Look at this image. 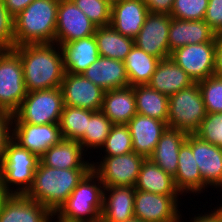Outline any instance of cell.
<instances>
[{
  "mask_svg": "<svg viewBox=\"0 0 222 222\" xmlns=\"http://www.w3.org/2000/svg\"><path fill=\"white\" fill-rule=\"evenodd\" d=\"M145 157L131 152L118 156H103L101 161H92V170L98 175L104 187H135L140 167Z\"/></svg>",
  "mask_w": 222,
  "mask_h": 222,
  "instance_id": "9c48e42d",
  "label": "cell"
},
{
  "mask_svg": "<svg viewBox=\"0 0 222 222\" xmlns=\"http://www.w3.org/2000/svg\"><path fill=\"white\" fill-rule=\"evenodd\" d=\"M101 111L113 124H127L137 114L133 86L106 90Z\"/></svg>",
  "mask_w": 222,
  "mask_h": 222,
  "instance_id": "4316f807",
  "label": "cell"
},
{
  "mask_svg": "<svg viewBox=\"0 0 222 222\" xmlns=\"http://www.w3.org/2000/svg\"><path fill=\"white\" fill-rule=\"evenodd\" d=\"M148 14L143 0H112L110 26L118 33L135 39Z\"/></svg>",
  "mask_w": 222,
  "mask_h": 222,
  "instance_id": "e0dca14e",
  "label": "cell"
},
{
  "mask_svg": "<svg viewBox=\"0 0 222 222\" xmlns=\"http://www.w3.org/2000/svg\"><path fill=\"white\" fill-rule=\"evenodd\" d=\"M81 74L105 91L130 86L124 61L108 57L99 56Z\"/></svg>",
  "mask_w": 222,
  "mask_h": 222,
  "instance_id": "7402d4cb",
  "label": "cell"
},
{
  "mask_svg": "<svg viewBox=\"0 0 222 222\" xmlns=\"http://www.w3.org/2000/svg\"><path fill=\"white\" fill-rule=\"evenodd\" d=\"M186 142L192 148L205 188H211L212 186V188L221 190L222 148L204 141L195 134H188Z\"/></svg>",
  "mask_w": 222,
  "mask_h": 222,
  "instance_id": "2e32d148",
  "label": "cell"
},
{
  "mask_svg": "<svg viewBox=\"0 0 222 222\" xmlns=\"http://www.w3.org/2000/svg\"><path fill=\"white\" fill-rule=\"evenodd\" d=\"M63 139L59 123L35 125L13 122L12 140L40 158Z\"/></svg>",
  "mask_w": 222,
  "mask_h": 222,
  "instance_id": "4fadbf2b",
  "label": "cell"
},
{
  "mask_svg": "<svg viewBox=\"0 0 222 222\" xmlns=\"http://www.w3.org/2000/svg\"><path fill=\"white\" fill-rule=\"evenodd\" d=\"M93 112L88 109L64 105L59 121L62 137L79 142L87 131L88 121Z\"/></svg>",
  "mask_w": 222,
  "mask_h": 222,
  "instance_id": "d6a6232c",
  "label": "cell"
},
{
  "mask_svg": "<svg viewBox=\"0 0 222 222\" xmlns=\"http://www.w3.org/2000/svg\"><path fill=\"white\" fill-rule=\"evenodd\" d=\"M160 59L134 45L124 60L130 86L148 84Z\"/></svg>",
  "mask_w": 222,
  "mask_h": 222,
  "instance_id": "4dcf8cb0",
  "label": "cell"
},
{
  "mask_svg": "<svg viewBox=\"0 0 222 222\" xmlns=\"http://www.w3.org/2000/svg\"><path fill=\"white\" fill-rule=\"evenodd\" d=\"M38 163L36 155L11 140L0 167L1 186L6 193L25 195L33 183Z\"/></svg>",
  "mask_w": 222,
  "mask_h": 222,
  "instance_id": "5b68a950",
  "label": "cell"
},
{
  "mask_svg": "<svg viewBox=\"0 0 222 222\" xmlns=\"http://www.w3.org/2000/svg\"><path fill=\"white\" fill-rule=\"evenodd\" d=\"M215 75L222 78V35L216 37Z\"/></svg>",
  "mask_w": 222,
  "mask_h": 222,
  "instance_id": "bcb514c9",
  "label": "cell"
},
{
  "mask_svg": "<svg viewBox=\"0 0 222 222\" xmlns=\"http://www.w3.org/2000/svg\"><path fill=\"white\" fill-rule=\"evenodd\" d=\"M27 95L23 66L14 50H0V110L14 114Z\"/></svg>",
  "mask_w": 222,
  "mask_h": 222,
  "instance_id": "ba28073f",
  "label": "cell"
},
{
  "mask_svg": "<svg viewBox=\"0 0 222 222\" xmlns=\"http://www.w3.org/2000/svg\"><path fill=\"white\" fill-rule=\"evenodd\" d=\"M170 58L180 66L194 82L215 75L216 42L187 44L171 52Z\"/></svg>",
  "mask_w": 222,
  "mask_h": 222,
  "instance_id": "30bf717a",
  "label": "cell"
},
{
  "mask_svg": "<svg viewBox=\"0 0 222 222\" xmlns=\"http://www.w3.org/2000/svg\"><path fill=\"white\" fill-rule=\"evenodd\" d=\"M85 154L78 141L63 138L49 148L39 161L47 167L60 169L92 168V162L85 160Z\"/></svg>",
  "mask_w": 222,
  "mask_h": 222,
  "instance_id": "603a6c76",
  "label": "cell"
},
{
  "mask_svg": "<svg viewBox=\"0 0 222 222\" xmlns=\"http://www.w3.org/2000/svg\"><path fill=\"white\" fill-rule=\"evenodd\" d=\"M194 83L193 79L169 57L159 61L148 85L170 97Z\"/></svg>",
  "mask_w": 222,
  "mask_h": 222,
  "instance_id": "d4e9b609",
  "label": "cell"
},
{
  "mask_svg": "<svg viewBox=\"0 0 222 222\" xmlns=\"http://www.w3.org/2000/svg\"><path fill=\"white\" fill-rule=\"evenodd\" d=\"M60 89L64 105L92 111L102 109L105 90L82 74L65 73Z\"/></svg>",
  "mask_w": 222,
  "mask_h": 222,
  "instance_id": "5bb4252c",
  "label": "cell"
},
{
  "mask_svg": "<svg viewBox=\"0 0 222 222\" xmlns=\"http://www.w3.org/2000/svg\"><path fill=\"white\" fill-rule=\"evenodd\" d=\"M217 33L205 20L172 18L169 26V57L172 51L187 44L216 42Z\"/></svg>",
  "mask_w": 222,
  "mask_h": 222,
  "instance_id": "ffe728a7",
  "label": "cell"
},
{
  "mask_svg": "<svg viewBox=\"0 0 222 222\" xmlns=\"http://www.w3.org/2000/svg\"><path fill=\"white\" fill-rule=\"evenodd\" d=\"M172 17L168 14L150 13L146 17L140 32L134 39V45L160 60L169 58V26Z\"/></svg>",
  "mask_w": 222,
  "mask_h": 222,
  "instance_id": "9a60e30c",
  "label": "cell"
},
{
  "mask_svg": "<svg viewBox=\"0 0 222 222\" xmlns=\"http://www.w3.org/2000/svg\"><path fill=\"white\" fill-rule=\"evenodd\" d=\"M136 111L167 123L169 97L159 93L148 84L133 86Z\"/></svg>",
  "mask_w": 222,
  "mask_h": 222,
  "instance_id": "1f68e13d",
  "label": "cell"
},
{
  "mask_svg": "<svg viewBox=\"0 0 222 222\" xmlns=\"http://www.w3.org/2000/svg\"><path fill=\"white\" fill-rule=\"evenodd\" d=\"M129 128L133 151L148 158L168 128L166 122L137 113L126 124Z\"/></svg>",
  "mask_w": 222,
  "mask_h": 222,
  "instance_id": "d6986e66",
  "label": "cell"
},
{
  "mask_svg": "<svg viewBox=\"0 0 222 222\" xmlns=\"http://www.w3.org/2000/svg\"><path fill=\"white\" fill-rule=\"evenodd\" d=\"M14 114L0 110V167L4 161L8 143L12 140Z\"/></svg>",
  "mask_w": 222,
  "mask_h": 222,
  "instance_id": "60d3db41",
  "label": "cell"
},
{
  "mask_svg": "<svg viewBox=\"0 0 222 222\" xmlns=\"http://www.w3.org/2000/svg\"><path fill=\"white\" fill-rule=\"evenodd\" d=\"M33 1L34 0H3L5 7L13 17H16Z\"/></svg>",
  "mask_w": 222,
  "mask_h": 222,
  "instance_id": "ee69618b",
  "label": "cell"
},
{
  "mask_svg": "<svg viewBox=\"0 0 222 222\" xmlns=\"http://www.w3.org/2000/svg\"><path fill=\"white\" fill-rule=\"evenodd\" d=\"M13 49L22 62L27 92L61 86L66 71L58 44H28L15 46Z\"/></svg>",
  "mask_w": 222,
  "mask_h": 222,
  "instance_id": "6da1fadb",
  "label": "cell"
},
{
  "mask_svg": "<svg viewBox=\"0 0 222 222\" xmlns=\"http://www.w3.org/2000/svg\"><path fill=\"white\" fill-rule=\"evenodd\" d=\"M52 215L26 195L8 194L0 206V222H52Z\"/></svg>",
  "mask_w": 222,
  "mask_h": 222,
  "instance_id": "ac0fdd59",
  "label": "cell"
},
{
  "mask_svg": "<svg viewBox=\"0 0 222 222\" xmlns=\"http://www.w3.org/2000/svg\"><path fill=\"white\" fill-rule=\"evenodd\" d=\"M96 26L72 0H59L55 43L66 44L95 34Z\"/></svg>",
  "mask_w": 222,
  "mask_h": 222,
  "instance_id": "7c38bea8",
  "label": "cell"
},
{
  "mask_svg": "<svg viewBox=\"0 0 222 222\" xmlns=\"http://www.w3.org/2000/svg\"><path fill=\"white\" fill-rule=\"evenodd\" d=\"M64 102L60 87L27 92L13 122L35 125L59 123Z\"/></svg>",
  "mask_w": 222,
  "mask_h": 222,
  "instance_id": "52a82bcc",
  "label": "cell"
},
{
  "mask_svg": "<svg viewBox=\"0 0 222 222\" xmlns=\"http://www.w3.org/2000/svg\"><path fill=\"white\" fill-rule=\"evenodd\" d=\"M206 115L205 104L197 82L169 97L167 118L169 128L194 134Z\"/></svg>",
  "mask_w": 222,
  "mask_h": 222,
  "instance_id": "8992f818",
  "label": "cell"
},
{
  "mask_svg": "<svg viewBox=\"0 0 222 222\" xmlns=\"http://www.w3.org/2000/svg\"><path fill=\"white\" fill-rule=\"evenodd\" d=\"M66 73L81 74L99 55L94 35L60 44Z\"/></svg>",
  "mask_w": 222,
  "mask_h": 222,
  "instance_id": "cb8c5ba5",
  "label": "cell"
},
{
  "mask_svg": "<svg viewBox=\"0 0 222 222\" xmlns=\"http://www.w3.org/2000/svg\"><path fill=\"white\" fill-rule=\"evenodd\" d=\"M150 13L170 15L174 0H143Z\"/></svg>",
  "mask_w": 222,
  "mask_h": 222,
  "instance_id": "7bdbcfd3",
  "label": "cell"
},
{
  "mask_svg": "<svg viewBox=\"0 0 222 222\" xmlns=\"http://www.w3.org/2000/svg\"><path fill=\"white\" fill-rule=\"evenodd\" d=\"M187 133L180 129L167 128L159 139L153 153L148 157L165 173L172 177L178 170V154L187 139Z\"/></svg>",
  "mask_w": 222,
  "mask_h": 222,
  "instance_id": "484cf974",
  "label": "cell"
},
{
  "mask_svg": "<svg viewBox=\"0 0 222 222\" xmlns=\"http://www.w3.org/2000/svg\"><path fill=\"white\" fill-rule=\"evenodd\" d=\"M190 222H222V216L217 209L214 208L213 211L211 209V212L209 211L208 214L204 212V214L195 215Z\"/></svg>",
  "mask_w": 222,
  "mask_h": 222,
  "instance_id": "f6af8a7d",
  "label": "cell"
},
{
  "mask_svg": "<svg viewBox=\"0 0 222 222\" xmlns=\"http://www.w3.org/2000/svg\"><path fill=\"white\" fill-rule=\"evenodd\" d=\"M15 47L14 17L0 0V50H11Z\"/></svg>",
  "mask_w": 222,
  "mask_h": 222,
  "instance_id": "ab89813d",
  "label": "cell"
},
{
  "mask_svg": "<svg viewBox=\"0 0 222 222\" xmlns=\"http://www.w3.org/2000/svg\"><path fill=\"white\" fill-rule=\"evenodd\" d=\"M94 37L100 56L124 61L134 46V39L126 37L110 25L96 27Z\"/></svg>",
  "mask_w": 222,
  "mask_h": 222,
  "instance_id": "f546056e",
  "label": "cell"
},
{
  "mask_svg": "<svg viewBox=\"0 0 222 222\" xmlns=\"http://www.w3.org/2000/svg\"><path fill=\"white\" fill-rule=\"evenodd\" d=\"M217 209V211L221 214L222 216V204H220V206L215 207Z\"/></svg>",
  "mask_w": 222,
  "mask_h": 222,
  "instance_id": "c3c4849f",
  "label": "cell"
},
{
  "mask_svg": "<svg viewBox=\"0 0 222 222\" xmlns=\"http://www.w3.org/2000/svg\"><path fill=\"white\" fill-rule=\"evenodd\" d=\"M113 125L114 124L101 110L94 111L88 121L87 131L85 132L84 137L79 141L84 152L87 153L88 148L92 150H95V148L96 150H100Z\"/></svg>",
  "mask_w": 222,
  "mask_h": 222,
  "instance_id": "836d02e7",
  "label": "cell"
},
{
  "mask_svg": "<svg viewBox=\"0 0 222 222\" xmlns=\"http://www.w3.org/2000/svg\"><path fill=\"white\" fill-rule=\"evenodd\" d=\"M194 134L204 141L222 148V113H207Z\"/></svg>",
  "mask_w": 222,
  "mask_h": 222,
  "instance_id": "f35d334b",
  "label": "cell"
},
{
  "mask_svg": "<svg viewBox=\"0 0 222 222\" xmlns=\"http://www.w3.org/2000/svg\"><path fill=\"white\" fill-rule=\"evenodd\" d=\"M96 27L109 26L112 0H72Z\"/></svg>",
  "mask_w": 222,
  "mask_h": 222,
  "instance_id": "d590c367",
  "label": "cell"
},
{
  "mask_svg": "<svg viewBox=\"0 0 222 222\" xmlns=\"http://www.w3.org/2000/svg\"><path fill=\"white\" fill-rule=\"evenodd\" d=\"M59 0H34L14 17L15 46L55 43Z\"/></svg>",
  "mask_w": 222,
  "mask_h": 222,
  "instance_id": "3957f363",
  "label": "cell"
},
{
  "mask_svg": "<svg viewBox=\"0 0 222 222\" xmlns=\"http://www.w3.org/2000/svg\"><path fill=\"white\" fill-rule=\"evenodd\" d=\"M178 197L136 190L134 217L143 222H181Z\"/></svg>",
  "mask_w": 222,
  "mask_h": 222,
  "instance_id": "8fae6325",
  "label": "cell"
},
{
  "mask_svg": "<svg viewBox=\"0 0 222 222\" xmlns=\"http://www.w3.org/2000/svg\"><path fill=\"white\" fill-rule=\"evenodd\" d=\"M126 222H143V221H141V220H139V219L134 218V219L129 220V221H126Z\"/></svg>",
  "mask_w": 222,
  "mask_h": 222,
  "instance_id": "681fc988",
  "label": "cell"
},
{
  "mask_svg": "<svg viewBox=\"0 0 222 222\" xmlns=\"http://www.w3.org/2000/svg\"><path fill=\"white\" fill-rule=\"evenodd\" d=\"M197 83L202 93L206 112L222 113V78L213 75Z\"/></svg>",
  "mask_w": 222,
  "mask_h": 222,
  "instance_id": "8d00e7d4",
  "label": "cell"
},
{
  "mask_svg": "<svg viewBox=\"0 0 222 222\" xmlns=\"http://www.w3.org/2000/svg\"><path fill=\"white\" fill-rule=\"evenodd\" d=\"M100 150H103L104 156H118L133 152L132 138L128 126L114 124Z\"/></svg>",
  "mask_w": 222,
  "mask_h": 222,
  "instance_id": "e575fe53",
  "label": "cell"
},
{
  "mask_svg": "<svg viewBox=\"0 0 222 222\" xmlns=\"http://www.w3.org/2000/svg\"><path fill=\"white\" fill-rule=\"evenodd\" d=\"M91 169L52 168L44 166L39 161L34 172L33 183L25 195L44 205L54 214Z\"/></svg>",
  "mask_w": 222,
  "mask_h": 222,
  "instance_id": "7a4b0ae2",
  "label": "cell"
},
{
  "mask_svg": "<svg viewBox=\"0 0 222 222\" xmlns=\"http://www.w3.org/2000/svg\"><path fill=\"white\" fill-rule=\"evenodd\" d=\"M173 178L176 189L181 195L187 193L201 194L205 190V183L200 175L192 148L186 141L179 150L178 170Z\"/></svg>",
  "mask_w": 222,
  "mask_h": 222,
  "instance_id": "83f0119b",
  "label": "cell"
},
{
  "mask_svg": "<svg viewBox=\"0 0 222 222\" xmlns=\"http://www.w3.org/2000/svg\"><path fill=\"white\" fill-rule=\"evenodd\" d=\"M135 192L133 186L104 187L100 222H126L134 219Z\"/></svg>",
  "mask_w": 222,
  "mask_h": 222,
  "instance_id": "44dd1931",
  "label": "cell"
},
{
  "mask_svg": "<svg viewBox=\"0 0 222 222\" xmlns=\"http://www.w3.org/2000/svg\"><path fill=\"white\" fill-rule=\"evenodd\" d=\"M8 194L6 193V191L3 189V187L1 186V180H0V206L2 204V201L5 199V197Z\"/></svg>",
  "mask_w": 222,
  "mask_h": 222,
  "instance_id": "7dc6e473",
  "label": "cell"
},
{
  "mask_svg": "<svg viewBox=\"0 0 222 222\" xmlns=\"http://www.w3.org/2000/svg\"><path fill=\"white\" fill-rule=\"evenodd\" d=\"M204 20L217 35H222V0H209Z\"/></svg>",
  "mask_w": 222,
  "mask_h": 222,
  "instance_id": "b9f144b4",
  "label": "cell"
},
{
  "mask_svg": "<svg viewBox=\"0 0 222 222\" xmlns=\"http://www.w3.org/2000/svg\"><path fill=\"white\" fill-rule=\"evenodd\" d=\"M57 221L55 222H66V221H63V220H60V219H56Z\"/></svg>",
  "mask_w": 222,
  "mask_h": 222,
  "instance_id": "f907efd6",
  "label": "cell"
},
{
  "mask_svg": "<svg viewBox=\"0 0 222 222\" xmlns=\"http://www.w3.org/2000/svg\"><path fill=\"white\" fill-rule=\"evenodd\" d=\"M209 0H174L170 16L181 20H204Z\"/></svg>",
  "mask_w": 222,
  "mask_h": 222,
  "instance_id": "74e56055",
  "label": "cell"
},
{
  "mask_svg": "<svg viewBox=\"0 0 222 222\" xmlns=\"http://www.w3.org/2000/svg\"><path fill=\"white\" fill-rule=\"evenodd\" d=\"M104 185L91 169L52 215L66 222H100ZM56 216V217H55Z\"/></svg>",
  "mask_w": 222,
  "mask_h": 222,
  "instance_id": "277c9868",
  "label": "cell"
},
{
  "mask_svg": "<svg viewBox=\"0 0 222 222\" xmlns=\"http://www.w3.org/2000/svg\"><path fill=\"white\" fill-rule=\"evenodd\" d=\"M135 189L165 196H181L176 189L174 178L149 158L142 162Z\"/></svg>",
  "mask_w": 222,
  "mask_h": 222,
  "instance_id": "f1b7e54d",
  "label": "cell"
}]
</instances>
